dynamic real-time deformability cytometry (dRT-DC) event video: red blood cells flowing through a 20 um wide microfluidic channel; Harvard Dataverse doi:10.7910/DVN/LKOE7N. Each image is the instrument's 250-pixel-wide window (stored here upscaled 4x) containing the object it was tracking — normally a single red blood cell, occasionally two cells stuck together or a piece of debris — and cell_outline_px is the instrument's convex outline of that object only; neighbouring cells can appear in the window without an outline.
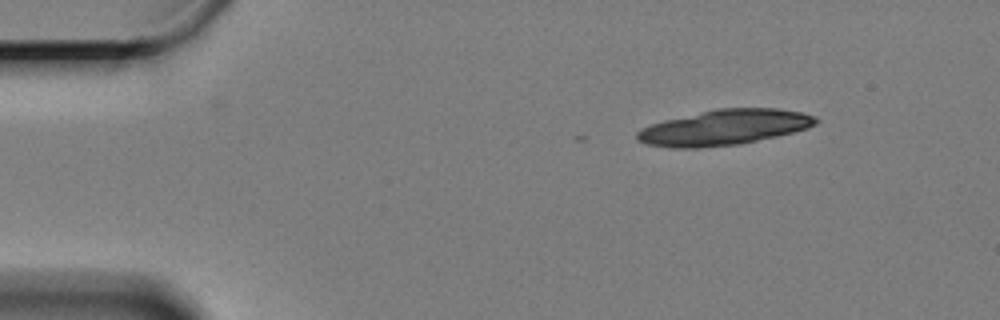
{"species": "Egyptian fruit bat (a non-hibernating species)", "species_latin": "Rousettus aegyptiacus", "temperature_condition": "cold", "stored_images_in_passage": 3, "camera_frame_rate_fps": 3000, "um_per_image_px": 0.085, "animal": {"sex": "female"}, "frame": {"image": 1, "passage_image": 1, "time_ms": 0.0, "image_size_px": [1000, 320], "cell_outline_px": [[820, 120], [816, 124], [808, 128], [776, 136], [736, 144], [696, 148], [672, 148], [648, 144], [636, 140], [636, 132], [640, 128], [664, 120], [716, 108], [780, 108], [804, 112], [816, 116]], "centroid_in_image_um": [61.58, 10.81], "position_along_channel_um": 23.4, "area_um2": 36.88}}